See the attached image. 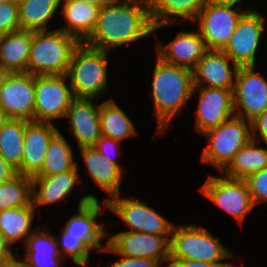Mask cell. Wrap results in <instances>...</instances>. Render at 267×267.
I'll use <instances>...</instances> for the list:
<instances>
[{
    "instance_id": "1",
    "label": "cell",
    "mask_w": 267,
    "mask_h": 267,
    "mask_svg": "<svg viewBox=\"0 0 267 267\" xmlns=\"http://www.w3.org/2000/svg\"><path fill=\"white\" fill-rule=\"evenodd\" d=\"M153 32L148 0H110L100 7L95 29L83 43L110 52Z\"/></svg>"
},
{
    "instance_id": "2",
    "label": "cell",
    "mask_w": 267,
    "mask_h": 267,
    "mask_svg": "<svg viewBox=\"0 0 267 267\" xmlns=\"http://www.w3.org/2000/svg\"><path fill=\"white\" fill-rule=\"evenodd\" d=\"M153 71L152 99L157 121L156 133L162 134L172 118L193 96V70L165 62L156 54Z\"/></svg>"
},
{
    "instance_id": "3",
    "label": "cell",
    "mask_w": 267,
    "mask_h": 267,
    "mask_svg": "<svg viewBox=\"0 0 267 267\" xmlns=\"http://www.w3.org/2000/svg\"><path fill=\"white\" fill-rule=\"evenodd\" d=\"M80 43L60 29L32 31L27 72L34 76L67 74L72 55Z\"/></svg>"
},
{
    "instance_id": "4",
    "label": "cell",
    "mask_w": 267,
    "mask_h": 267,
    "mask_svg": "<svg viewBox=\"0 0 267 267\" xmlns=\"http://www.w3.org/2000/svg\"><path fill=\"white\" fill-rule=\"evenodd\" d=\"M232 257L231 251L208 229L195 224L173 226L170 237V259L205 261L217 264L219 267H234L231 262H223V259Z\"/></svg>"
},
{
    "instance_id": "5",
    "label": "cell",
    "mask_w": 267,
    "mask_h": 267,
    "mask_svg": "<svg viewBox=\"0 0 267 267\" xmlns=\"http://www.w3.org/2000/svg\"><path fill=\"white\" fill-rule=\"evenodd\" d=\"M108 51L84 43L75 49L67 77L75 98H99L108 89Z\"/></svg>"
},
{
    "instance_id": "6",
    "label": "cell",
    "mask_w": 267,
    "mask_h": 267,
    "mask_svg": "<svg viewBox=\"0 0 267 267\" xmlns=\"http://www.w3.org/2000/svg\"><path fill=\"white\" fill-rule=\"evenodd\" d=\"M202 135L209 143L203 149L201 161L205 164H212L221 173L235 154L252 139L251 123L233 116Z\"/></svg>"
},
{
    "instance_id": "7",
    "label": "cell",
    "mask_w": 267,
    "mask_h": 267,
    "mask_svg": "<svg viewBox=\"0 0 267 267\" xmlns=\"http://www.w3.org/2000/svg\"><path fill=\"white\" fill-rule=\"evenodd\" d=\"M105 208L114 212L129 227L130 232L171 235L174 224L156 210L136 198H121L120 194L104 198Z\"/></svg>"
},
{
    "instance_id": "8",
    "label": "cell",
    "mask_w": 267,
    "mask_h": 267,
    "mask_svg": "<svg viewBox=\"0 0 267 267\" xmlns=\"http://www.w3.org/2000/svg\"><path fill=\"white\" fill-rule=\"evenodd\" d=\"M67 75L34 76V121L52 123V119L64 118L75 98Z\"/></svg>"
},
{
    "instance_id": "9",
    "label": "cell",
    "mask_w": 267,
    "mask_h": 267,
    "mask_svg": "<svg viewBox=\"0 0 267 267\" xmlns=\"http://www.w3.org/2000/svg\"><path fill=\"white\" fill-rule=\"evenodd\" d=\"M199 190L211 202L234 217L240 225L254 208L245 179L210 175Z\"/></svg>"
},
{
    "instance_id": "10",
    "label": "cell",
    "mask_w": 267,
    "mask_h": 267,
    "mask_svg": "<svg viewBox=\"0 0 267 267\" xmlns=\"http://www.w3.org/2000/svg\"><path fill=\"white\" fill-rule=\"evenodd\" d=\"M110 237L103 251L131 258L170 261L171 235H154L144 232H119Z\"/></svg>"
},
{
    "instance_id": "11",
    "label": "cell",
    "mask_w": 267,
    "mask_h": 267,
    "mask_svg": "<svg viewBox=\"0 0 267 267\" xmlns=\"http://www.w3.org/2000/svg\"><path fill=\"white\" fill-rule=\"evenodd\" d=\"M255 66H239L233 89L235 116L251 121L267 109V80Z\"/></svg>"
},
{
    "instance_id": "12",
    "label": "cell",
    "mask_w": 267,
    "mask_h": 267,
    "mask_svg": "<svg viewBox=\"0 0 267 267\" xmlns=\"http://www.w3.org/2000/svg\"><path fill=\"white\" fill-rule=\"evenodd\" d=\"M244 11L247 9L205 3L194 22L208 50L225 48Z\"/></svg>"
},
{
    "instance_id": "13",
    "label": "cell",
    "mask_w": 267,
    "mask_h": 267,
    "mask_svg": "<svg viewBox=\"0 0 267 267\" xmlns=\"http://www.w3.org/2000/svg\"><path fill=\"white\" fill-rule=\"evenodd\" d=\"M249 8L244 11L228 44L222 50L238 67L255 66V56L265 31V18Z\"/></svg>"
},
{
    "instance_id": "14",
    "label": "cell",
    "mask_w": 267,
    "mask_h": 267,
    "mask_svg": "<svg viewBox=\"0 0 267 267\" xmlns=\"http://www.w3.org/2000/svg\"><path fill=\"white\" fill-rule=\"evenodd\" d=\"M101 210L98 198L91 194L83 196L78 202L77 212L62 229L66 237L78 238L90 251L95 249L102 252L106 248L102 239L112 233L105 230L103 223L97 222L100 213H103Z\"/></svg>"
},
{
    "instance_id": "15",
    "label": "cell",
    "mask_w": 267,
    "mask_h": 267,
    "mask_svg": "<svg viewBox=\"0 0 267 267\" xmlns=\"http://www.w3.org/2000/svg\"><path fill=\"white\" fill-rule=\"evenodd\" d=\"M199 91L194 129L199 134L218 127L233 116V89L194 86L193 95Z\"/></svg>"
},
{
    "instance_id": "16",
    "label": "cell",
    "mask_w": 267,
    "mask_h": 267,
    "mask_svg": "<svg viewBox=\"0 0 267 267\" xmlns=\"http://www.w3.org/2000/svg\"><path fill=\"white\" fill-rule=\"evenodd\" d=\"M34 75L10 73L0 89V107L8 118L34 121Z\"/></svg>"
},
{
    "instance_id": "17",
    "label": "cell",
    "mask_w": 267,
    "mask_h": 267,
    "mask_svg": "<svg viewBox=\"0 0 267 267\" xmlns=\"http://www.w3.org/2000/svg\"><path fill=\"white\" fill-rule=\"evenodd\" d=\"M237 69L223 51L208 50L193 69L194 86L234 89Z\"/></svg>"
},
{
    "instance_id": "18",
    "label": "cell",
    "mask_w": 267,
    "mask_h": 267,
    "mask_svg": "<svg viewBox=\"0 0 267 267\" xmlns=\"http://www.w3.org/2000/svg\"><path fill=\"white\" fill-rule=\"evenodd\" d=\"M58 131L54 123L27 122L23 143L21 175L34 177L41 170L48 144Z\"/></svg>"
},
{
    "instance_id": "19",
    "label": "cell",
    "mask_w": 267,
    "mask_h": 267,
    "mask_svg": "<svg viewBox=\"0 0 267 267\" xmlns=\"http://www.w3.org/2000/svg\"><path fill=\"white\" fill-rule=\"evenodd\" d=\"M94 98H74L66 112L71 133L77 140V148L93 147L101 137L99 108L92 103Z\"/></svg>"
},
{
    "instance_id": "20",
    "label": "cell",
    "mask_w": 267,
    "mask_h": 267,
    "mask_svg": "<svg viewBox=\"0 0 267 267\" xmlns=\"http://www.w3.org/2000/svg\"><path fill=\"white\" fill-rule=\"evenodd\" d=\"M157 55L165 62L193 70L208 51L199 31H181L173 41L163 45L157 41Z\"/></svg>"
},
{
    "instance_id": "21",
    "label": "cell",
    "mask_w": 267,
    "mask_h": 267,
    "mask_svg": "<svg viewBox=\"0 0 267 267\" xmlns=\"http://www.w3.org/2000/svg\"><path fill=\"white\" fill-rule=\"evenodd\" d=\"M78 169L50 176L32 177V204L36 206L56 204L68 197L76 184L80 183ZM39 187L36 189V187Z\"/></svg>"
},
{
    "instance_id": "22",
    "label": "cell",
    "mask_w": 267,
    "mask_h": 267,
    "mask_svg": "<svg viewBox=\"0 0 267 267\" xmlns=\"http://www.w3.org/2000/svg\"><path fill=\"white\" fill-rule=\"evenodd\" d=\"M60 4L61 15L67 24L58 29L83 43L95 29L100 6L80 0H61Z\"/></svg>"
},
{
    "instance_id": "23",
    "label": "cell",
    "mask_w": 267,
    "mask_h": 267,
    "mask_svg": "<svg viewBox=\"0 0 267 267\" xmlns=\"http://www.w3.org/2000/svg\"><path fill=\"white\" fill-rule=\"evenodd\" d=\"M154 32L180 18L194 23L206 0H148Z\"/></svg>"
},
{
    "instance_id": "24",
    "label": "cell",
    "mask_w": 267,
    "mask_h": 267,
    "mask_svg": "<svg viewBox=\"0 0 267 267\" xmlns=\"http://www.w3.org/2000/svg\"><path fill=\"white\" fill-rule=\"evenodd\" d=\"M27 237L26 253L21 259L25 267H62L65 259L59 254L56 237L40 226ZM40 229V230H39Z\"/></svg>"
},
{
    "instance_id": "25",
    "label": "cell",
    "mask_w": 267,
    "mask_h": 267,
    "mask_svg": "<svg viewBox=\"0 0 267 267\" xmlns=\"http://www.w3.org/2000/svg\"><path fill=\"white\" fill-rule=\"evenodd\" d=\"M88 174L103 191L114 196L120 194L123 170L110 162L94 147L79 148Z\"/></svg>"
},
{
    "instance_id": "26",
    "label": "cell",
    "mask_w": 267,
    "mask_h": 267,
    "mask_svg": "<svg viewBox=\"0 0 267 267\" xmlns=\"http://www.w3.org/2000/svg\"><path fill=\"white\" fill-rule=\"evenodd\" d=\"M31 42V30H19L0 36V65L10 73L27 72Z\"/></svg>"
},
{
    "instance_id": "27",
    "label": "cell",
    "mask_w": 267,
    "mask_h": 267,
    "mask_svg": "<svg viewBox=\"0 0 267 267\" xmlns=\"http://www.w3.org/2000/svg\"><path fill=\"white\" fill-rule=\"evenodd\" d=\"M257 144L258 141L251 139L235 154L221 174L229 178L246 179L250 174L267 168V148H259Z\"/></svg>"
},
{
    "instance_id": "28",
    "label": "cell",
    "mask_w": 267,
    "mask_h": 267,
    "mask_svg": "<svg viewBox=\"0 0 267 267\" xmlns=\"http://www.w3.org/2000/svg\"><path fill=\"white\" fill-rule=\"evenodd\" d=\"M35 212L32 203L29 206L0 211V232L11 246L18 241H23L24 245L27 237L33 232Z\"/></svg>"
},
{
    "instance_id": "29",
    "label": "cell",
    "mask_w": 267,
    "mask_h": 267,
    "mask_svg": "<svg viewBox=\"0 0 267 267\" xmlns=\"http://www.w3.org/2000/svg\"><path fill=\"white\" fill-rule=\"evenodd\" d=\"M99 120L101 135L120 142L137 133L129 116L113 99L100 104Z\"/></svg>"
},
{
    "instance_id": "30",
    "label": "cell",
    "mask_w": 267,
    "mask_h": 267,
    "mask_svg": "<svg viewBox=\"0 0 267 267\" xmlns=\"http://www.w3.org/2000/svg\"><path fill=\"white\" fill-rule=\"evenodd\" d=\"M61 0H18L21 30H47L48 21L54 17Z\"/></svg>"
},
{
    "instance_id": "31",
    "label": "cell",
    "mask_w": 267,
    "mask_h": 267,
    "mask_svg": "<svg viewBox=\"0 0 267 267\" xmlns=\"http://www.w3.org/2000/svg\"><path fill=\"white\" fill-rule=\"evenodd\" d=\"M28 120H8L0 128V155L21 175L25 127Z\"/></svg>"
},
{
    "instance_id": "32",
    "label": "cell",
    "mask_w": 267,
    "mask_h": 267,
    "mask_svg": "<svg viewBox=\"0 0 267 267\" xmlns=\"http://www.w3.org/2000/svg\"><path fill=\"white\" fill-rule=\"evenodd\" d=\"M72 151L66 138L58 131L49 142L42 168L35 176H50L78 169Z\"/></svg>"
},
{
    "instance_id": "33",
    "label": "cell",
    "mask_w": 267,
    "mask_h": 267,
    "mask_svg": "<svg viewBox=\"0 0 267 267\" xmlns=\"http://www.w3.org/2000/svg\"><path fill=\"white\" fill-rule=\"evenodd\" d=\"M32 203V177L16 175L0 183V211L29 206Z\"/></svg>"
},
{
    "instance_id": "34",
    "label": "cell",
    "mask_w": 267,
    "mask_h": 267,
    "mask_svg": "<svg viewBox=\"0 0 267 267\" xmlns=\"http://www.w3.org/2000/svg\"><path fill=\"white\" fill-rule=\"evenodd\" d=\"M60 239L56 238L59 254L66 260L71 258L78 266L88 263L90 250L78 239L66 237V233L60 229Z\"/></svg>"
},
{
    "instance_id": "35",
    "label": "cell",
    "mask_w": 267,
    "mask_h": 267,
    "mask_svg": "<svg viewBox=\"0 0 267 267\" xmlns=\"http://www.w3.org/2000/svg\"><path fill=\"white\" fill-rule=\"evenodd\" d=\"M21 30L18 1L0 2V36Z\"/></svg>"
},
{
    "instance_id": "36",
    "label": "cell",
    "mask_w": 267,
    "mask_h": 267,
    "mask_svg": "<svg viewBox=\"0 0 267 267\" xmlns=\"http://www.w3.org/2000/svg\"><path fill=\"white\" fill-rule=\"evenodd\" d=\"M254 206L267 200V168L250 174L245 179Z\"/></svg>"
},
{
    "instance_id": "37",
    "label": "cell",
    "mask_w": 267,
    "mask_h": 267,
    "mask_svg": "<svg viewBox=\"0 0 267 267\" xmlns=\"http://www.w3.org/2000/svg\"><path fill=\"white\" fill-rule=\"evenodd\" d=\"M120 141L112 139L110 137H106L101 135V137L96 141L93 146L96 150H98L105 158H107L113 164H116L121 170L120 164L115 159L114 154L120 155ZM115 156V157H114Z\"/></svg>"
},
{
    "instance_id": "38",
    "label": "cell",
    "mask_w": 267,
    "mask_h": 267,
    "mask_svg": "<svg viewBox=\"0 0 267 267\" xmlns=\"http://www.w3.org/2000/svg\"><path fill=\"white\" fill-rule=\"evenodd\" d=\"M252 139L267 143V109L250 121ZM257 132V133H256ZM258 134V135H257ZM257 135V136H256Z\"/></svg>"
},
{
    "instance_id": "39",
    "label": "cell",
    "mask_w": 267,
    "mask_h": 267,
    "mask_svg": "<svg viewBox=\"0 0 267 267\" xmlns=\"http://www.w3.org/2000/svg\"><path fill=\"white\" fill-rule=\"evenodd\" d=\"M114 263H111L109 267H164L162 263L157 260L144 259V258H131L126 256H120ZM161 264V265H160Z\"/></svg>"
},
{
    "instance_id": "40",
    "label": "cell",
    "mask_w": 267,
    "mask_h": 267,
    "mask_svg": "<svg viewBox=\"0 0 267 267\" xmlns=\"http://www.w3.org/2000/svg\"><path fill=\"white\" fill-rule=\"evenodd\" d=\"M165 267H219L205 261L170 259Z\"/></svg>"
},
{
    "instance_id": "41",
    "label": "cell",
    "mask_w": 267,
    "mask_h": 267,
    "mask_svg": "<svg viewBox=\"0 0 267 267\" xmlns=\"http://www.w3.org/2000/svg\"><path fill=\"white\" fill-rule=\"evenodd\" d=\"M18 175L17 170L12 167L1 155H0V183L7 182Z\"/></svg>"
},
{
    "instance_id": "42",
    "label": "cell",
    "mask_w": 267,
    "mask_h": 267,
    "mask_svg": "<svg viewBox=\"0 0 267 267\" xmlns=\"http://www.w3.org/2000/svg\"><path fill=\"white\" fill-rule=\"evenodd\" d=\"M11 245L5 240L3 234L0 232V264L12 260L15 256L12 252Z\"/></svg>"
},
{
    "instance_id": "43",
    "label": "cell",
    "mask_w": 267,
    "mask_h": 267,
    "mask_svg": "<svg viewBox=\"0 0 267 267\" xmlns=\"http://www.w3.org/2000/svg\"><path fill=\"white\" fill-rule=\"evenodd\" d=\"M242 0H206L207 3L215 4L219 6H228V7H234V8H240L235 7L237 3L241 2Z\"/></svg>"
},
{
    "instance_id": "44",
    "label": "cell",
    "mask_w": 267,
    "mask_h": 267,
    "mask_svg": "<svg viewBox=\"0 0 267 267\" xmlns=\"http://www.w3.org/2000/svg\"><path fill=\"white\" fill-rule=\"evenodd\" d=\"M0 267H24V264L21 258L18 260L15 256L12 260L5 263H1Z\"/></svg>"
},
{
    "instance_id": "45",
    "label": "cell",
    "mask_w": 267,
    "mask_h": 267,
    "mask_svg": "<svg viewBox=\"0 0 267 267\" xmlns=\"http://www.w3.org/2000/svg\"><path fill=\"white\" fill-rule=\"evenodd\" d=\"M9 74H10V72L8 70L4 69L0 65V89L4 85V82L6 81V78L8 77Z\"/></svg>"
},
{
    "instance_id": "46",
    "label": "cell",
    "mask_w": 267,
    "mask_h": 267,
    "mask_svg": "<svg viewBox=\"0 0 267 267\" xmlns=\"http://www.w3.org/2000/svg\"><path fill=\"white\" fill-rule=\"evenodd\" d=\"M80 1L102 7L104 4L108 3L110 0H80Z\"/></svg>"
},
{
    "instance_id": "47",
    "label": "cell",
    "mask_w": 267,
    "mask_h": 267,
    "mask_svg": "<svg viewBox=\"0 0 267 267\" xmlns=\"http://www.w3.org/2000/svg\"><path fill=\"white\" fill-rule=\"evenodd\" d=\"M8 120L7 115L5 114L4 110L0 107V128L2 125Z\"/></svg>"
}]
</instances>
